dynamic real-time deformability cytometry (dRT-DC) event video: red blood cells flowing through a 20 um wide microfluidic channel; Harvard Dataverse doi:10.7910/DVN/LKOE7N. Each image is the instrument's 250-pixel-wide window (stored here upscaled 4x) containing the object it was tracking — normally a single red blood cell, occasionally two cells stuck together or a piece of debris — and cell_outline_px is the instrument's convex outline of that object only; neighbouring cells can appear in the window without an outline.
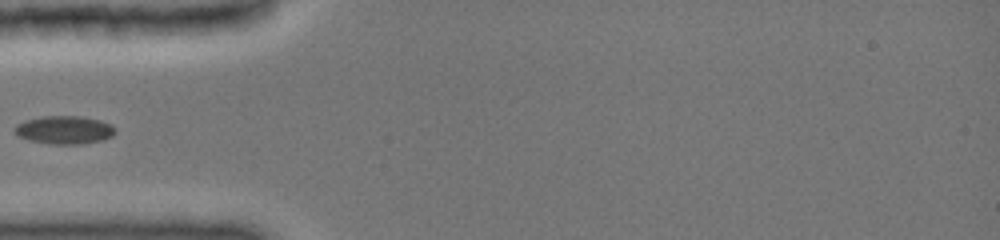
{"species": "common noctule bat (a hibernating species)", "species_latin": "Nyctalus noctula", "temperature_condition": "cold", "stored_images_in_passage": 35, "camera_frame_rate_fps": 3000, "um_per_image_px": 0.085, "animal": {"sex": "female", "body_mass_g": 19.0, "forearm_length_mm": 51.5}, "frame": {"image": 1, "passage_image": 1, "time_ms": 0.0, "image_size_px": [1000, 240], "cell_outline_px": [[116, 132], [112, 136], [100, 140], [80, 144], [48, 144], [28, 140], [16, 136], [12, 132], [12, 128], [16, 124], [24, 120], [40, 116], [76, 116], [100, 120], [112, 124]], "centroid_in_image_um": [5.38, 11.04], "position_along_channel_um": 79.6, "area_um2": 16.76}}
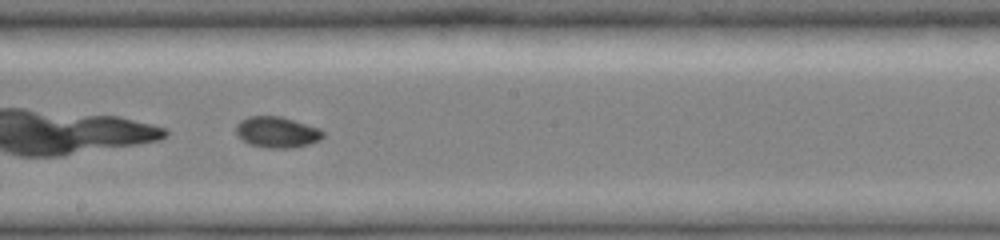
{"frame": {"image": 2, "passage_image": 14, "time_ms": 3.667, "image_size_px": [1000, 240], "cell_outline_px": [[324, 136], [320, 140], [296, 148], [268, 148], [248, 144], [236, 132], [236, 124], [240, 120], [248, 116], [280, 116], [320, 128], [324, 132]], "centroid_in_image_um": [23.56, 11.23], "position_along_channel_um": 224.6, "area_um2": 15.78}}
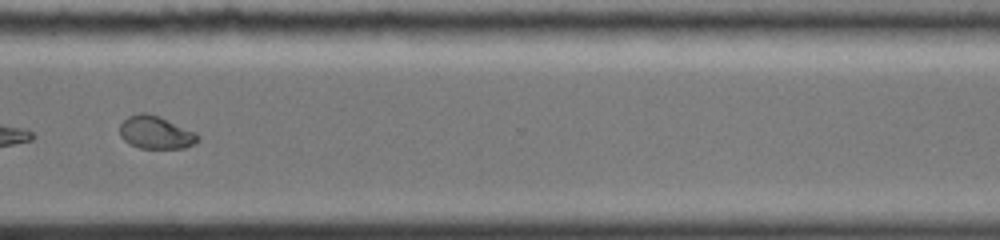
{"frame": {"image": 3, "passage_image": 26, "time_ms": 7.0, "image_size_px": [1000, 240], "cell_outline_px": [[200, 136], [192, 144], [184, 148], [140, 148], [124, 140], [120, 136], [120, 124], [128, 116], [140, 112], [144, 112], [156, 116], [196, 132]], "centroid_in_image_um": [13.21, 11.26], "position_along_channel_um": 357.4, "area_um2": 14.57}}